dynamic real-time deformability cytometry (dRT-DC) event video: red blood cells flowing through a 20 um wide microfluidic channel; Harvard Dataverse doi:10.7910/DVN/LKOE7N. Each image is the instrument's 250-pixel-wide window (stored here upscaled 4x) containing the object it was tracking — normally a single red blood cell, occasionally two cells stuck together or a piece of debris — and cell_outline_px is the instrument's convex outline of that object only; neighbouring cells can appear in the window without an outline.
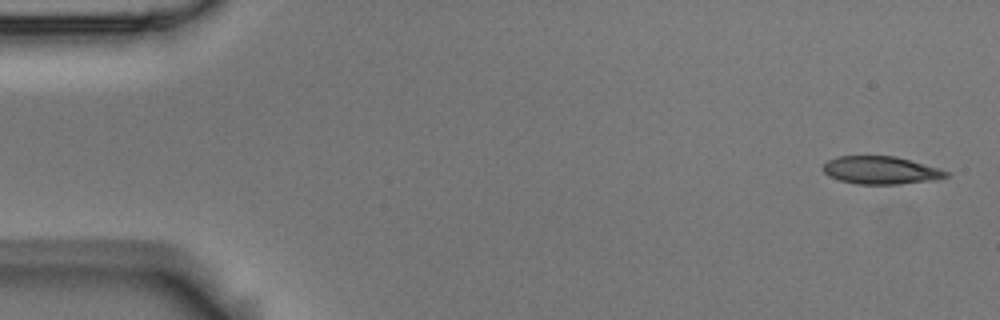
{"species": "Egyptian fruit bat (a non-hibernating species)", "species_latin": "Rousettus aegyptiacus", "temperature_condition": "room temperature", "stored_images_in_passage": 4, "camera_frame_rate_fps": 3000, "um_per_image_px": 0.085, "animal": {"sex": "male"}, "frame": {"image": 1, "passage_image": 1, "time_ms": 0.0, "image_size_px": [1000, 320], "cell_outline_px": [[948, 176], [936, 180], [900, 184], [856, 184], [840, 180], [828, 176], [820, 168], [828, 160], [836, 156], [896, 156], [940, 168], [948, 172]], "centroid_in_image_um": [74.86, 14.47], "position_along_channel_um": 10.1, "area_um2": 20.11}}